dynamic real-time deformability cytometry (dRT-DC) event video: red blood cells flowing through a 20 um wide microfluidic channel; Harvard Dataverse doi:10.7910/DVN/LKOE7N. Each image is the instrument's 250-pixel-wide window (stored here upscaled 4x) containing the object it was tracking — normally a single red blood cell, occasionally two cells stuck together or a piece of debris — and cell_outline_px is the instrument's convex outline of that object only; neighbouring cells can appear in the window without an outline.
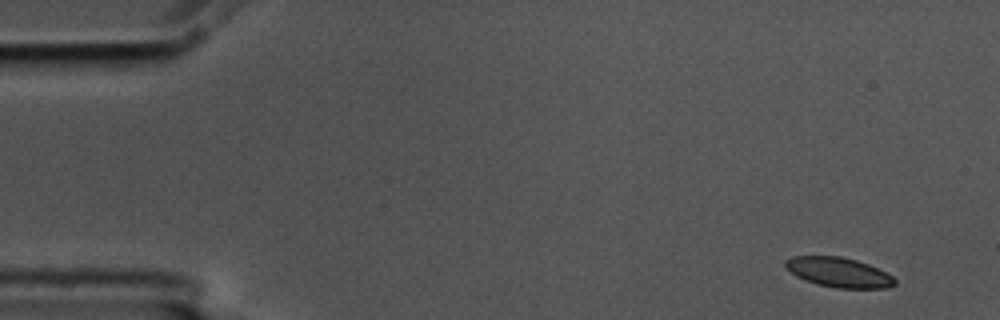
{"species": "common noctule bat (a hibernating species)", "species_latin": "Nyctalus noctula", "temperature_condition": "cold", "stored_images_in_passage": 6, "camera_frame_rate_fps": 3000, "um_per_image_px": 0.085, "animal": {"sex": "male", "body_mass_g": 17.5, "forearm_length_mm": 52.3}, "frame": {"image": 1, "passage_image": 1, "time_ms": 0.0, "image_size_px": [1000, 320], "cell_outline_px": [[896, 284], [884, 288], [836, 288], [816, 284], [804, 280], [796, 276], [784, 264], [784, 260], [792, 256], [840, 256], [856, 260], [868, 264], [892, 276], [896, 280]], "centroid_in_image_um": [71.27, 23.15], "position_along_channel_um": 13.7, "area_um2": 18.84}}
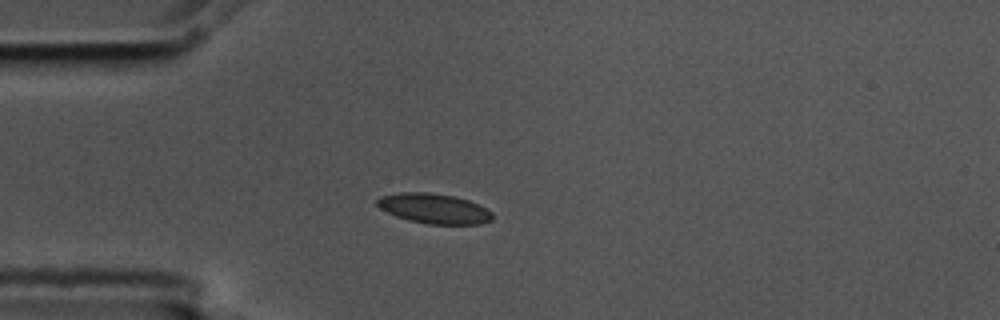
{"frame": {"image": 2, "passage_image": 4, "time_ms": 1.0, "image_size_px": [1000, 320], "cell_outline_px": [[492, 220], [480, 224], [428, 224], [408, 220], [396, 216], [380, 208], [376, 204], [376, 200], [380, 196], [400, 192], [428, 192], [456, 196], [468, 200], [492, 212]], "centroid_in_image_um": [36.87, 17.72], "position_along_channel_um": 48.1, "area_um2": 20.11}}